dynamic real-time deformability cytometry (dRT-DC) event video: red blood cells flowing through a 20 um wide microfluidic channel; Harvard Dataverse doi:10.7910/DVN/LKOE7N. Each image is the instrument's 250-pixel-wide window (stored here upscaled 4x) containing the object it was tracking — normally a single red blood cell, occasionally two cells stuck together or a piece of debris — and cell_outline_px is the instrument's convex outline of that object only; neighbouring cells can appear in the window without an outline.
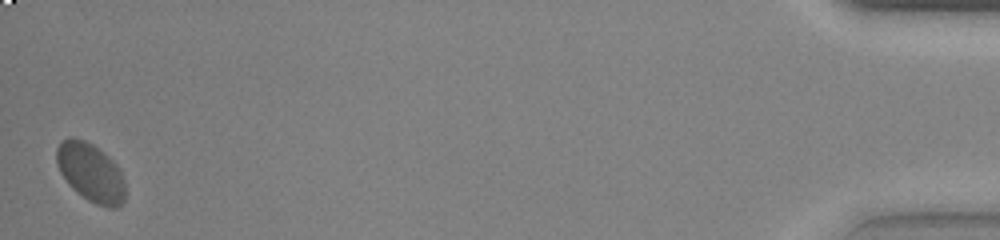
{"species": "common noctule bat (a hibernating species)", "species_latin": "Nyctalus noctula", "temperature_condition": "warm", "stored_images_in_passage": 47, "camera_frame_rate_fps": 3000, "um_per_image_px": 0.085, "animal": {"sex": "female", "body_mass_g": 23.0, "forearm_length_mm": 53.4}, "frame": {"image": 1, "passage_image": 47, "time_ms": 15.333, "image_size_px": [1000, 240], "cell_outline_px": [[124, 200], [116, 208], [108, 208], [96, 204], [88, 200], [76, 192], [68, 184], [60, 172], [56, 160], [56, 148], [60, 140], [68, 136], [72, 136], [84, 140], [92, 144], [108, 156], [120, 168], [124, 180]], "centroid_in_image_um": [7.68, 14.64], "position_along_channel_um": 427.5, "area_um2": 23.64}, "authors_computed_cell_mechanics": {"area_um2": 21.5016, "velocity_mm_per_s": 3.7268, "shape_relaxation_time_tau1_ms": 2.7018, "shape_relaxation_time_tau2_ms": null, "deformation_change_tau1": 0.1211, "deformation_change_tau2": null}}